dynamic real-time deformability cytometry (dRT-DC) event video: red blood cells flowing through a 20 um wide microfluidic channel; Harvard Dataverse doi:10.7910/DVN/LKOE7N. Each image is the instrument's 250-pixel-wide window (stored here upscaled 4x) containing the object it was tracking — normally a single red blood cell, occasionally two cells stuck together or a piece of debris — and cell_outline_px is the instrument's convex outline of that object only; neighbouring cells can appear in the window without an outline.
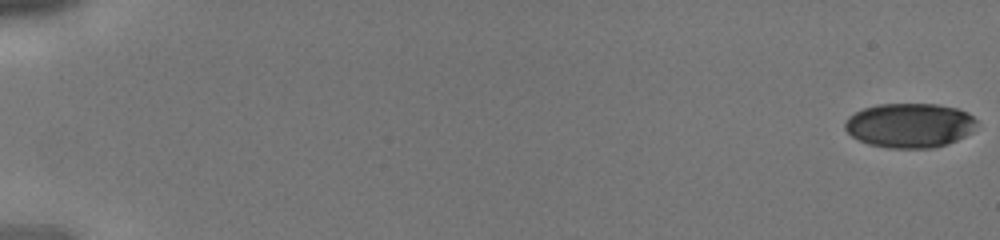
{"species": "human", "species_latin": "Homo sapiens", "temperature_condition": "cold", "stored_images_in_passage": 43, "camera_frame_rate_fps": 3000, "um_per_image_px": 0.085, "donor": {"sex": "male"}, "frame": {"image": 1, "passage_image": 1, "time_ms": 0.0, "image_size_px": [1000, 240], "cell_outline_px": [[976, 124], [972, 132], [948, 144], [932, 148], [888, 148], [868, 144], [852, 136], [844, 128], [844, 120], [848, 116], [864, 108], [876, 104], [936, 104], [956, 108], [968, 112], [976, 120]], "centroid_in_image_um": [77.31, 10.65], "position_along_channel_um": 7.7, "area_um2": 34.28}}
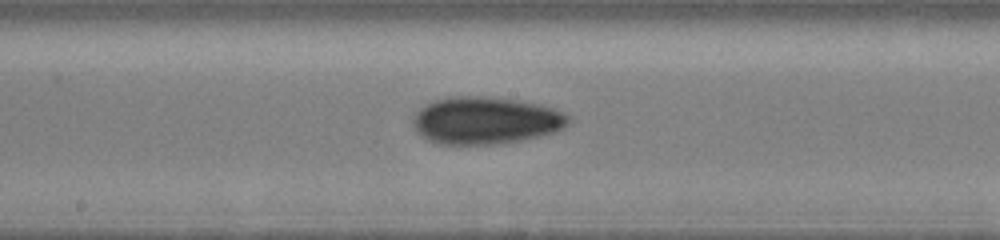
{"frame": {"image": 2, "passage_image": 25, "time_ms": 8.0, "image_size_px": [1000, 240], "cell_outline_px": [[572, 120], [564, 128], [552, 132], [520, 140], [492, 144], [436, 144], [420, 136], [416, 132], [412, 124], [412, 120], [416, 112], [424, 104], [436, 100], [452, 96], [476, 96], [520, 100], [540, 104], [568, 112], [572, 116]], "centroid_in_image_um": [41.29, 10.23], "position_along_channel_um": 206.9, "area_um2": 43.18}}
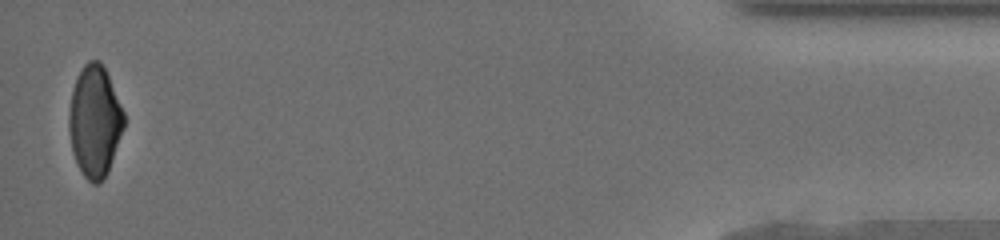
{"frame": {"image": 3, "passage_image": 43, "time_ms": 14.0, "image_size_px": [1000, 240], "cell_outline_px": [[124, 128], [108, 172], [104, 180], [96, 184], [92, 184], [84, 176], [76, 164], [72, 152], [68, 128], [68, 116], [72, 92], [76, 76], [84, 64], [88, 60], [100, 60], [104, 64], [124, 112]], "centroid_in_image_um": [8.05, 10.3], "position_along_channel_um": 427.2, "area_um2": 36.13}}